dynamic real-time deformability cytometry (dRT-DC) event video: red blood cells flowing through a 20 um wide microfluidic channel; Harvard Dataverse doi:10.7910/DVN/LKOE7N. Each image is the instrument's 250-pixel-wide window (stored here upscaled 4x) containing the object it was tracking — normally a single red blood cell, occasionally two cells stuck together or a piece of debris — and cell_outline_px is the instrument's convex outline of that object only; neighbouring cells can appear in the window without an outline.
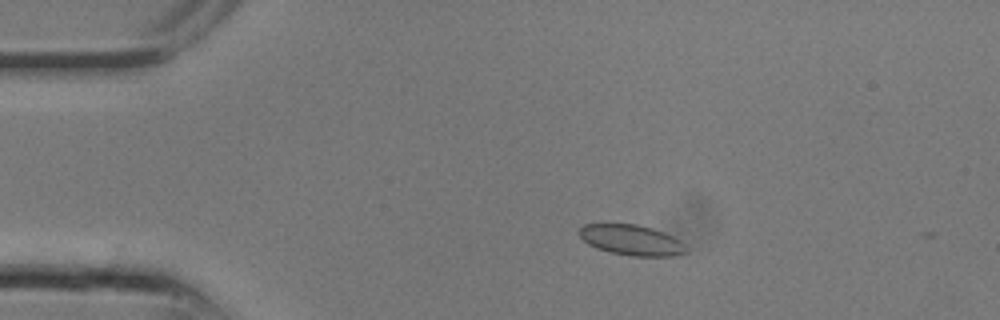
{"species": "common noctule bat (a hibernating species)", "species_latin": "Nyctalus noctula", "temperature_condition": "room temperature", "stored_images_in_passage": 6, "camera_frame_rate_fps": 3000, "um_per_image_px": 0.085, "animal": {"sex": "male", "body_mass_g": 13.3}, "frame": {"image": 1, "passage_image": 4, "time_ms": 1.0, "image_size_px": [1000, 320], "cell_outline_px": [[688, 252], [676, 256], [632, 256], [612, 252], [596, 248], [588, 244], [576, 232], [584, 224], [636, 224], [652, 228], [672, 236], [680, 240], [688, 248]], "centroid_in_image_um": [53.69, 20.41], "position_along_channel_um": 31.3, "area_um2": 19.02}}